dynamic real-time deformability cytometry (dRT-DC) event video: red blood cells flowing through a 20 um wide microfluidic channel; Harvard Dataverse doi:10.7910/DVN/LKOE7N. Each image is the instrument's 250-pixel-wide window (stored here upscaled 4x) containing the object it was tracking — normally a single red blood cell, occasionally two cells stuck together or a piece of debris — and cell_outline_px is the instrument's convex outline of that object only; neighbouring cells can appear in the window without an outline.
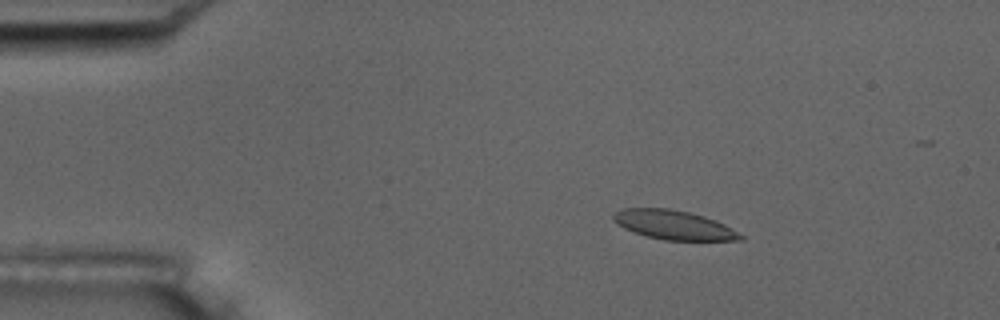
{"species": "common noctule bat (a hibernating species)", "species_latin": "Nyctalus noctula", "temperature_condition": "room temperature", "stored_images_in_passage": 5, "camera_frame_rate_fps": 3000, "um_per_image_px": 0.085, "animal": {"sex": "male", "body_mass_g": 17.5, "forearm_length_mm": 52.3}, "frame": {"image": 1, "passage_image": 3, "time_ms": 2.333, "image_size_px": [1000, 320], "cell_outline_px": [[744, 240], [664, 240], [644, 236], [624, 228], [612, 220], [612, 216], [616, 212], [624, 208], [668, 208], [688, 212], [704, 216], [716, 220], [724, 224], [744, 236]], "centroid_in_image_um": [57.26, 19.12], "position_along_channel_um": 27.7, "area_um2": 21.56}}